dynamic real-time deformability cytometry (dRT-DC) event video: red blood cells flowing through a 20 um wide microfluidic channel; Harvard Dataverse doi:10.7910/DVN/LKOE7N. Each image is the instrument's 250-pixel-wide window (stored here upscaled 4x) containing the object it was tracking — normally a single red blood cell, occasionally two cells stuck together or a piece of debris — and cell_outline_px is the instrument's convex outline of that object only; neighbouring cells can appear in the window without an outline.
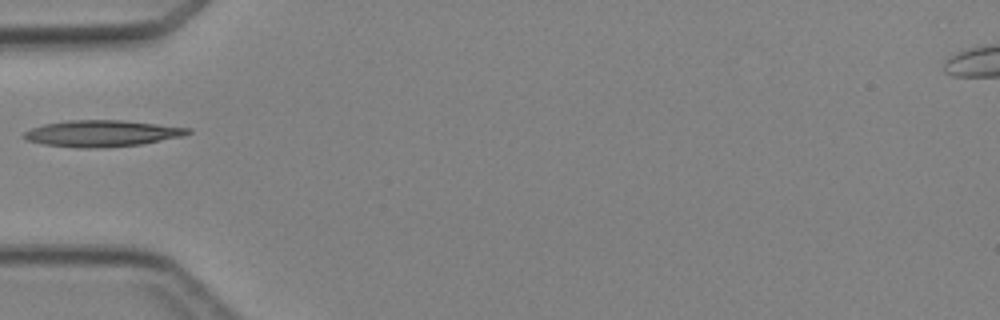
{"species": "Egyptian fruit bat (a non-hibernating species)", "species_latin": "Rousettus aegyptiacus", "temperature_condition": "cold", "stored_images_in_passage": 4, "camera_frame_rate_fps": 3000, "um_per_image_px": 0.085, "animal": {"sex": "female"}, "frame": {"image": 1, "passage_image": 4, "time_ms": 4.333, "image_size_px": [1000, 320], "cell_outline_px": [[192, 132], [184, 136], [140, 144], [92, 148], [76, 148], [44, 144], [28, 140], [20, 136], [24, 132], [32, 128], [44, 124], [68, 120], [124, 120], [192, 128]], "centroid_in_image_um": [8.67, 11.33], "position_along_channel_um": 76.3, "area_um2": 25.2}}